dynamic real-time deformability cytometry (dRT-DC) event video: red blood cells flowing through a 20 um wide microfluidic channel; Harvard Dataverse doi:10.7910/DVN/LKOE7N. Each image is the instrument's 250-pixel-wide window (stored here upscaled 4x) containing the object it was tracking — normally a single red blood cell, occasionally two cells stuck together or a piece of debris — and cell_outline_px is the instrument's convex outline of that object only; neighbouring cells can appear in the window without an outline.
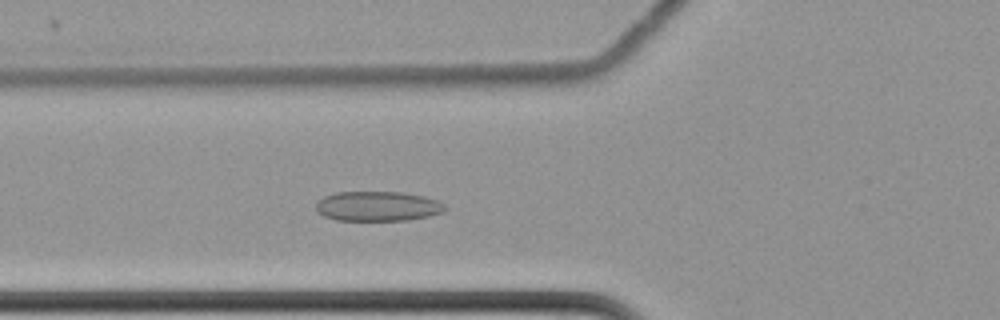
{"species": "common noctule bat (a hibernating species)", "species_latin": "Nyctalus noctula", "temperature_condition": "cold", "stored_images_in_passage": 57, "camera_frame_rate_fps": 3000, "um_per_image_px": 0.085, "animal": {"sex": "female", "body_mass_g": 22.7, "forearm_length_mm": 54.2}, "frame": {"image": 1, "passage_image": 20, "time_ms": 6.333, "image_size_px": [1000, 320], "cell_outline_px": [[448, 208], [444, 212], [428, 216], [408, 220], [336, 220], [324, 216], [316, 212], [316, 204], [324, 196], [336, 192], [404, 192], [424, 196], [436, 200], [444, 204]], "centroid_in_image_um": [32.12, 17.53], "position_along_channel_um": 93.7, "area_um2": 22.48}}
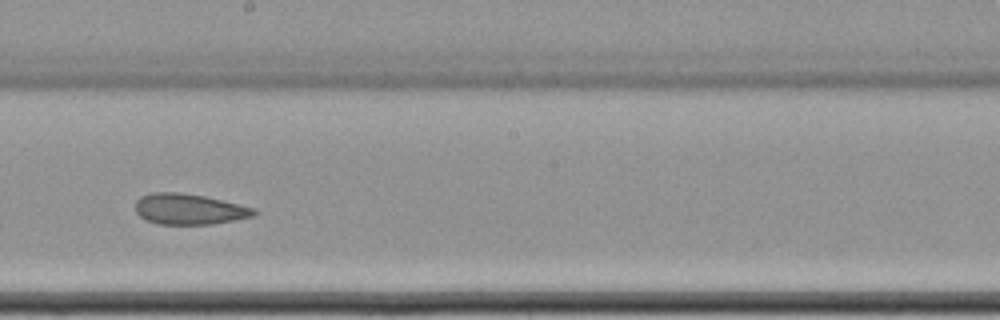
{"frame": {"image": 2, "passage_image": 32, "time_ms": 10.333, "image_size_px": [1000, 320], "cell_outline_px": [[256, 212], [252, 216], [212, 224], [160, 224], [148, 220], [140, 216], [136, 212], [136, 200], [140, 196], [152, 192], [180, 192], [204, 196], [240, 204], [256, 208]], "centroid_in_image_um": [16.06, 17.76], "position_along_channel_um": 232.1, "area_um2": 21.1}}
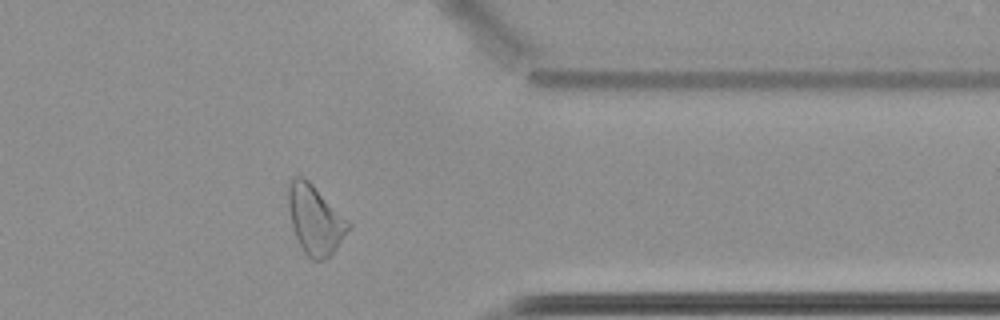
{"frame": {"image": 3, "passage_image": 46, "time_ms": 15.0, "image_size_px": [1000, 320], "cell_outline_px": [[352, 228], [336, 248], [324, 260], [312, 260], [304, 252], [296, 236], [292, 224], [288, 208], [288, 184], [292, 176], [304, 176], [352, 224]], "centroid_in_image_um": [26.79, 18.66], "position_along_channel_um": 384.6, "area_um2": 24.04}, "authors_computed_cell_mechanics": {"area_um2": 24.1026, "velocity_mm_per_s": 3.4639, "shape_relaxation_time_tau1_ms": 6.6271, "shape_relaxation_time_tau2_ms": 2.3457, "deformation_change_tau1": 0.0862, "deformation_change_tau2": 0.0858}}